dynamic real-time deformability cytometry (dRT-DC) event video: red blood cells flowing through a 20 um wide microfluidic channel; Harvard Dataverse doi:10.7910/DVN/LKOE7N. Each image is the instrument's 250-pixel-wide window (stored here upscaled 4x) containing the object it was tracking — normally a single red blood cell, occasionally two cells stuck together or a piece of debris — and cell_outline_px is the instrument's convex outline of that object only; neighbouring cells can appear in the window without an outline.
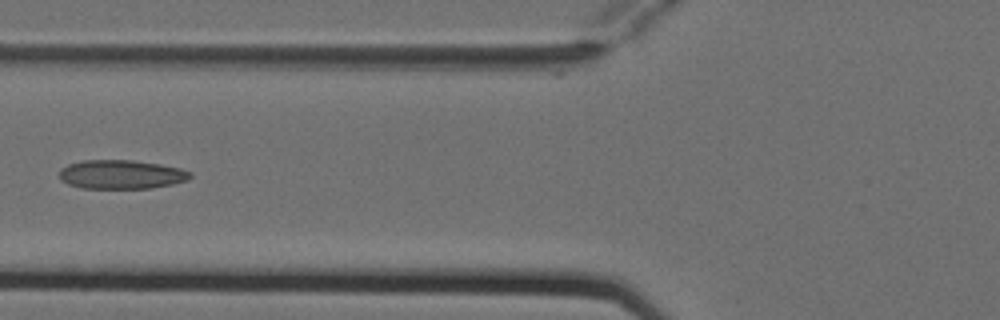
{"species": "Egyptian fruit bat (a non-hibernating species)", "species_latin": "Rousettus aegyptiacus", "temperature_condition": "cold", "stored_images_in_passage": 6, "camera_frame_rate_fps": 3000, "um_per_image_px": 0.085, "animal": {"sex": "female"}, "frame": {"image": 1, "passage_image": 5, "time_ms": 1.333, "image_size_px": [1000, 320], "cell_outline_px": [[192, 176], [188, 180], [172, 184], [152, 188], [80, 188], [68, 184], [60, 180], [60, 168], [68, 164], [84, 160], [132, 160], [160, 164], [180, 168], [192, 172]], "centroid_in_image_um": [10.31, 14.83], "position_along_channel_um": 115.5, "area_um2": 22.2}}
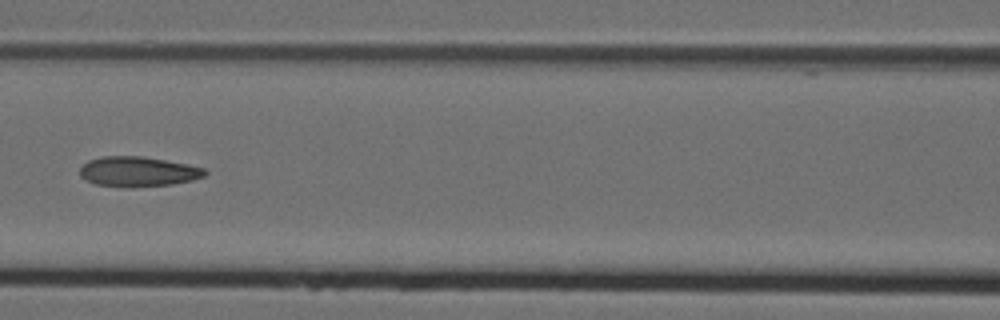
{"frame": {"image": 2, "passage_image": 6, "time_ms": 1.667, "image_size_px": [1000, 320], "cell_outline_px": [[208, 172], [204, 176], [192, 180], [172, 184], [128, 188], [124, 188], [96, 184], [84, 180], [80, 176], [80, 168], [88, 160], [104, 156], [140, 156], [188, 164], [204, 168]], "centroid_in_image_um": [11.71, 14.6], "position_along_channel_um": 154.9, "area_um2": 21.96}}